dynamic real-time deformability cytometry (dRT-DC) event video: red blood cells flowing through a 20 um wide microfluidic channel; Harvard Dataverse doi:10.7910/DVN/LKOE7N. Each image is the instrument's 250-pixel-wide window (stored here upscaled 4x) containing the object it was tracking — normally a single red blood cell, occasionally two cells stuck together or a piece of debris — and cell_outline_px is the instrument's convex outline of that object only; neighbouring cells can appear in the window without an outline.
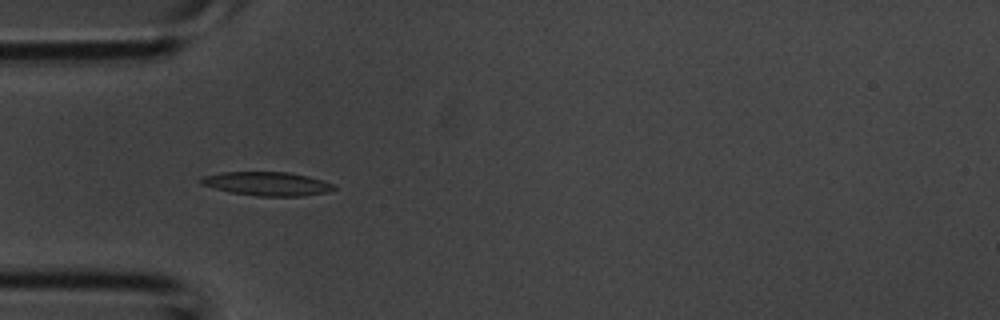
{"species": "common noctule bat (a hibernating species)", "species_latin": "Nyctalus noctula", "temperature_condition": "room temperature", "stored_images_in_passage": 3, "camera_frame_rate_fps": 3000, "um_per_image_px": 0.085, "animal": {"sex": "male", "body_mass_g": 20.1, "forearm_length_mm": 53.5}, "frame": {"image": 1, "passage_image": 3, "time_ms": 0.667, "image_size_px": [1000, 320], "cell_outline_px": [[336, 188], [328, 192], [300, 196], [256, 196], [232, 192], [200, 184], [196, 180], [200, 176], [220, 172], [288, 172], [308, 176], [324, 180], [336, 184]], "centroid_in_image_um": [22.69, 15.61], "position_along_channel_um": 62.3, "area_um2": 18.61}}